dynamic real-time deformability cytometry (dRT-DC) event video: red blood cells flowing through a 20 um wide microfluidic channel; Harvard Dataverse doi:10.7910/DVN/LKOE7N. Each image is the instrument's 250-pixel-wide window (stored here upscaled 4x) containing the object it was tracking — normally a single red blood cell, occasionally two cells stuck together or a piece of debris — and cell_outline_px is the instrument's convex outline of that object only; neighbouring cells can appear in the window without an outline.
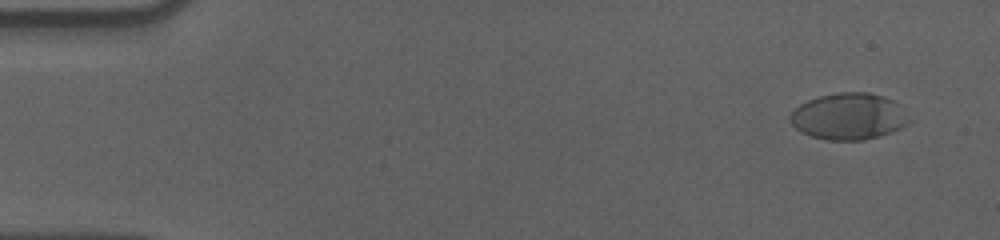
{"species": "human", "species_latin": "Homo sapiens", "temperature_condition": "cold", "stored_images_in_passage": 58, "camera_frame_rate_fps": 3000, "um_per_image_px": 0.085, "donor": {"sex": "male"}, "frame": {"image": 1, "passage_image": 4, "time_ms": 1.0, "image_size_px": [1000, 240], "cell_outline_px": [[912, 120], [908, 124], [892, 132], [880, 136], [864, 140], [828, 140], [812, 136], [800, 132], [788, 120], [788, 116], [800, 104], [808, 100], [820, 96], [840, 92], [868, 92], [884, 96], [900, 104]], "centroid_in_image_um": [72.17, 9.89], "position_along_channel_um": 12.8, "area_um2": 32.54}}
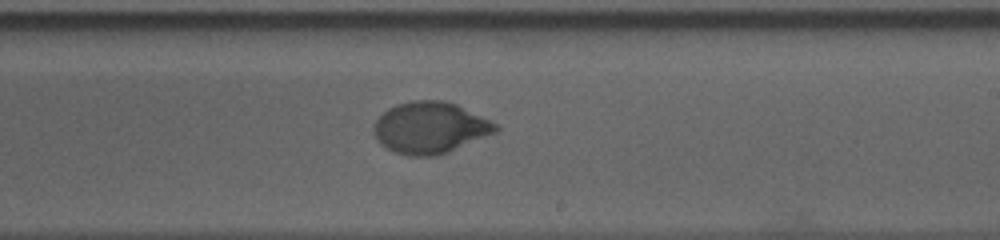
{"frame": {"image": 2, "passage_image": 35, "time_ms": 11.333, "image_size_px": [1000, 240], "cell_outline_px": [[500, 128], [496, 132], [448, 152], [436, 156], [408, 156], [396, 152], [380, 144], [372, 128], [376, 120], [388, 108], [396, 104], [412, 100], [444, 100], [456, 104], [500, 124]], "centroid_in_image_um": [36.58, 10.84], "position_along_channel_um": 252.4, "area_um2": 36.65}}
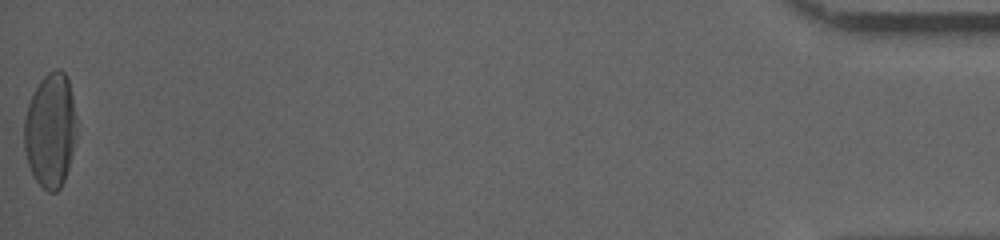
{"frame": {"image": 3, "passage_image": 58, "time_ms": 19.0, "image_size_px": [1000, 240], "cell_outline_px": [[76, 136], [68, 168], [64, 180], [60, 188], [56, 192], [48, 192], [36, 180], [28, 164], [24, 148], [24, 120], [28, 104], [40, 80], [48, 72], [56, 68], [60, 68], [64, 72], [68, 80], [72, 96], [76, 132]], "centroid_in_image_um": [4.27, 11.07], "position_along_channel_um": 430.9, "area_um2": 34.62}, "authors_computed_cell_mechanics": {"area_um2": 35.0268, "velocity_mm_per_s": 3.5717, "shape_relaxation_time_tau1_ms": 4.4182, "shape_relaxation_time_tau2_ms": 0.8806, "deformation_change_tau1": 0.188, "deformation_change_tau2": 0.0317}}